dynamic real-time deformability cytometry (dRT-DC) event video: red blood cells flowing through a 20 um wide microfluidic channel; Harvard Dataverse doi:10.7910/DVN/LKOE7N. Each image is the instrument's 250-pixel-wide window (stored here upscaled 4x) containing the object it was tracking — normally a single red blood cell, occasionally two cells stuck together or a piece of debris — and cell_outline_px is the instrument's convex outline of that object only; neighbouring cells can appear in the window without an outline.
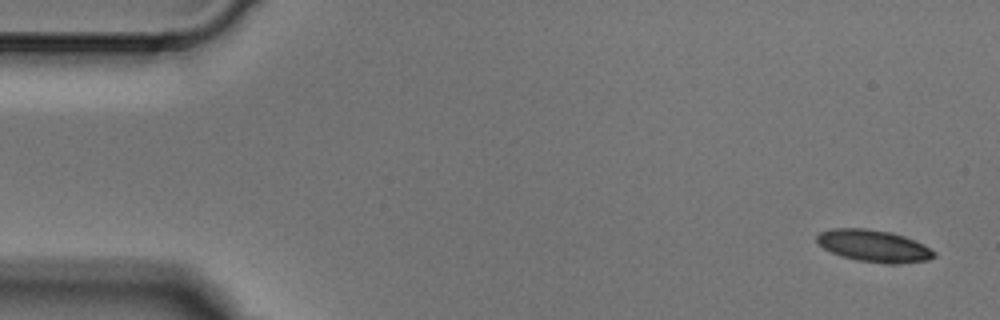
{"species": "Egyptian fruit bat (a non-hibernating species)", "species_latin": "Rousettus aegyptiacus", "temperature_condition": "cold", "stored_images_in_passage": 4, "camera_frame_rate_fps": 3000, "um_per_image_px": 0.085, "animal": {"sex": "male"}, "frame": {"image": 1, "passage_image": 1, "time_ms": 0.0, "image_size_px": [1000, 320], "cell_outline_px": [[936, 256], [928, 260], [896, 264], [888, 264], [856, 260], [832, 252], [824, 248], [816, 240], [816, 236], [820, 232], [832, 228], [864, 228], [892, 232], [904, 236], [924, 244], [936, 252]], "centroid_in_image_um": [74.3, 20.9], "position_along_channel_um": 10.7, "area_um2": 21.85}}
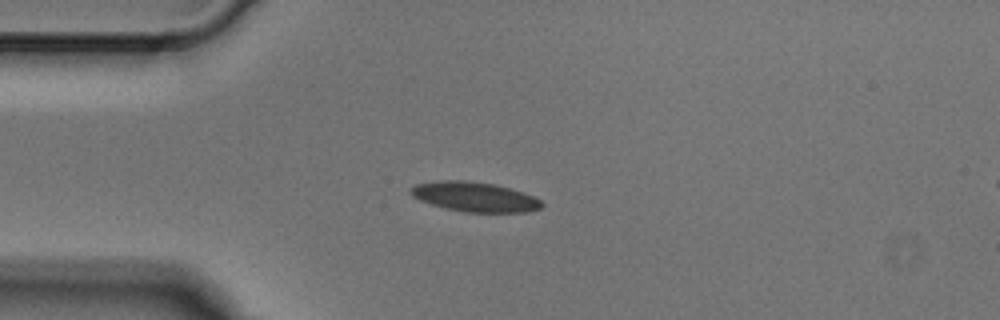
{"frame": {"image": 2, "passage_image": 4, "time_ms": 1.0, "image_size_px": [1000, 320], "cell_outline_px": [[544, 204], [540, 208], [528, 212], [464, 212], [432, 204], [420, 200], [412, 196], [408, 192], [416, 184], [440, 180], [464, 180], [492, 184], [508, 188], [532, 196], [540, 200]], "centroid_in_image_um": [40.33, 16.73], "position_along_channel_um": 44.7, "area_um2": 22.31}}